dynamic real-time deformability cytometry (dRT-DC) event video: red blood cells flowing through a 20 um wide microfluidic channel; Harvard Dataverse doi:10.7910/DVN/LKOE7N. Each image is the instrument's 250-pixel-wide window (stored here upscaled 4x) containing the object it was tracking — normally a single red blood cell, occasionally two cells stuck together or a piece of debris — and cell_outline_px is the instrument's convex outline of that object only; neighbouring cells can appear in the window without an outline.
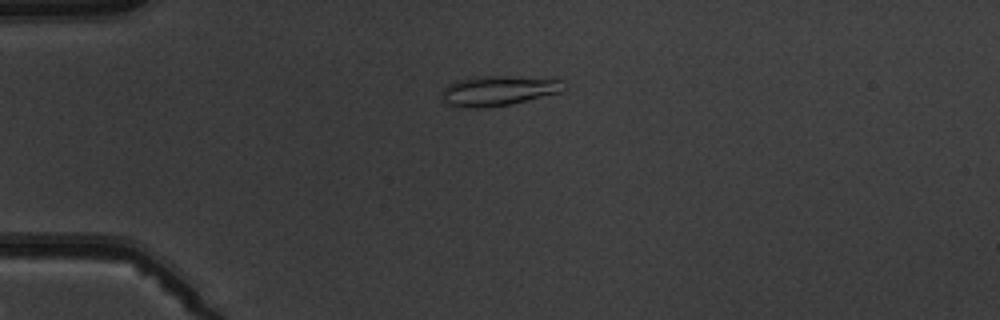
{"species": "common noctule bat (a hibernating species)", "species_latin": "Nyctalus noctula", "temperature_condition": "warm", "stored_images_in_passage": 2, "camera_frame_rate_fps": 3000, "um_per_image_px": 0.085, "animal": {"sex": "male", "body_mass_g": 19.5, "forearm_length_mm": 54.6}, "frame": {"image": 1, "passage_image": 2, "time_ms": 1.333, "image_size_px": [1000, 320], "cell_outline_px": [[564, 80], [560, 92], [512, 104], [484, 108], [456, 108], [448, 104], [440, 96], [440, 92], [448, 84], [456, 80], [476, 76], [508, 76]], "centroid_in_image_um": [42.25, 7.72], "position_along_channel_um": 42.7, "area_um2": 21.44}}